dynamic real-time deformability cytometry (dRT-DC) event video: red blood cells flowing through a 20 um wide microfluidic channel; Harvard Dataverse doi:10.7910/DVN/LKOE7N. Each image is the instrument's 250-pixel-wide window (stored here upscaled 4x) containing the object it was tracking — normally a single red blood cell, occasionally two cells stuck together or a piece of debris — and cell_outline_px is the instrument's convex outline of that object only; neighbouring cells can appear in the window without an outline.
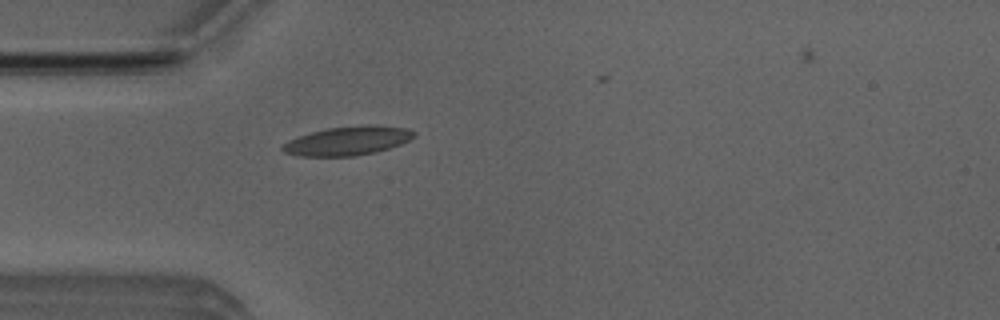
{"species": "Egyptian fruit bat (a non-hibernating species)", "species_latin": "Rousettus aegyptiacus", "temperature_condition": "room temperature", "stored_images_in_passage": 27, "camera_frame_rate_fps": 3000, "um_per_image_px": 0.085, "animal": {"sex": "male"}, "frame": {"image": 1, "passage_image": 10, "time_ms": 3.0, "image_size_px": [1000, 320], "cell_outline_px": [[416, 136], [400, 144], [376, 152], [352, 156], [300, 156], [284, 152], [280, 148], [288, 140], [312, 132], [328, 128], [368, 124], [380, 124], [408, 128], [416, 132]], "centroid_in_image_um": [29.6, 11.95], "position_along_channel_um": 55.4, "area_um2": 22.2}}
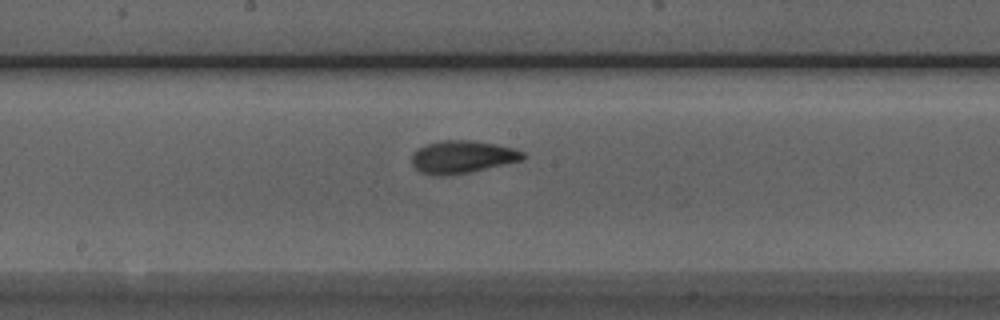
{"frame": {"image": 2, "passage_image": 22, "time_ms": 7.0, "image_size_px": [1000, 320], "cell_outline_px": [[528, 156], [524, 160], [468, 172], [444, 176], [436, 176], [420, 172], [412, 164], [412, 152], [416, 148], [440, 140], [472, 140], [496, 144], [512, 148], [524, 152]], "centroid_in_image_um": [39.29, 13.33], "position_along_channel_um": 208.9, "area_um2": 21.27}}
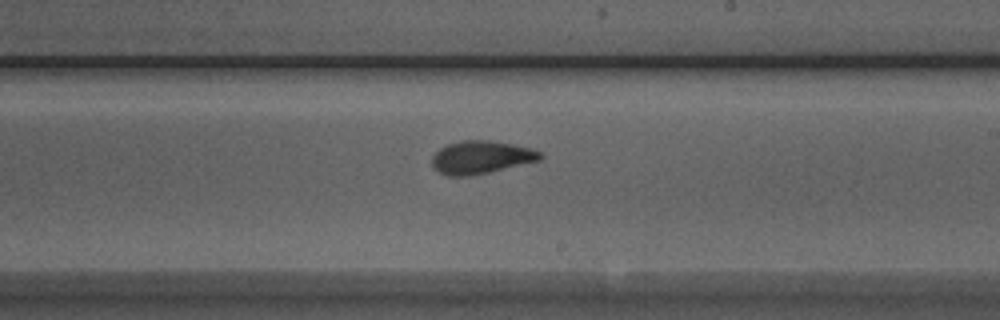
{"frame": {"image": 3, "passage_image": 25, "time_ms": 8.0, "image_size_px": [1000, 320], "cell_outline_px": [[544, 156], [540, 160], [472, 176], [448, 176], [432, 168], [432, 156], [440, 148], [448, 144], [460, 140], [488, 140], [512, 144], [532, 148], [540, 152]], "centroid_in_image_um": [40.88, 13.37], "position_along_channel_um": 248.1, "area_um2": 20.81}}